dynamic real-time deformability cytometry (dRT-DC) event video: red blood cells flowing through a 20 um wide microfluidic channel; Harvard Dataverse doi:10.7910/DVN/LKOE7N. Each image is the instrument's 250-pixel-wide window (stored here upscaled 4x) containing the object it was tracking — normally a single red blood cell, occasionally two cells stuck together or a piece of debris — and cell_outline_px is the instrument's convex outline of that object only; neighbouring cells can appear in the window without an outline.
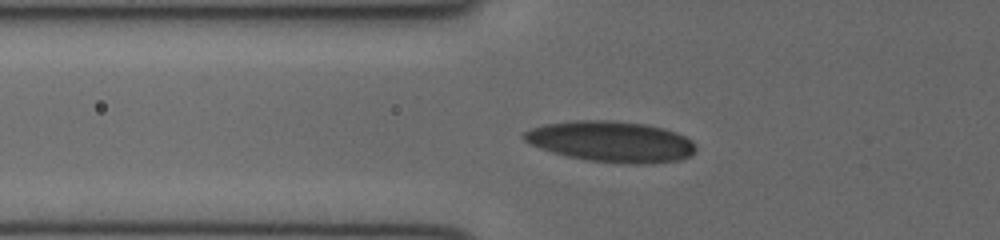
{"species": "human", "species_latin": "Homo sapiens", "temperature_condition": "cold", "stored_images_in_passage": 14, "camera_frame_rate_fps": 3000, "um_per_image_px": 0.085, "donor": {"sex": "female"}, "frame": {"image": 1, "passage_image": 7, "time_ms": 2.0, "image_size_px": [1000, 240], "cell_outline_px": [[696, 148], [688, 156], [680, 160], [652, 164], [628, 164], [588, 160], [568, 156], [552, 152], [528, 144], [520, 136], [524, 132], [532, 128], [544, 124], [576, 120], [604, 120], [644, 124], [664, 128], [676, 132], [692, 140]], "centroid_in_image_um": [51.92, 12.04], "position_along_channel_um": 73.9, "area_um2": 40.92}}
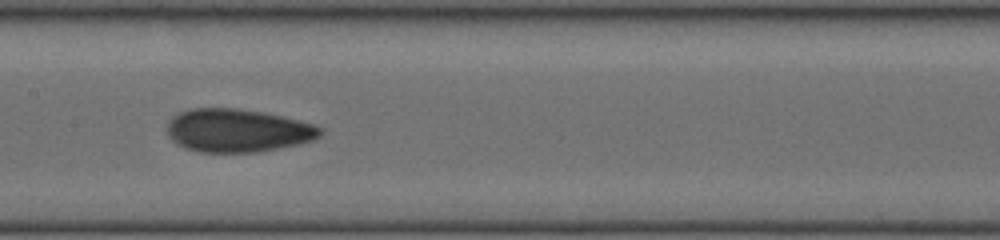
{"frame": {"image": 2, "passage_image": 11, "time_ms": 3.333, "image_size_px": [1000, 240], "cell_outline_px": [[324, 132], [320, 136], [312, 140], [300, 144], [256, 152], [200, 152], [184, 148], [176, 144], [168, 136], [168, 124], [172, 116], [180, 112], [192, 108], [236, 108], [260, 112], [280, 116], [316, 124], [324, 128]], "centroid_in_image_um": [20.21, 11.1], "position_along_channel_um": 187.2, "area_um2": 38.61}}
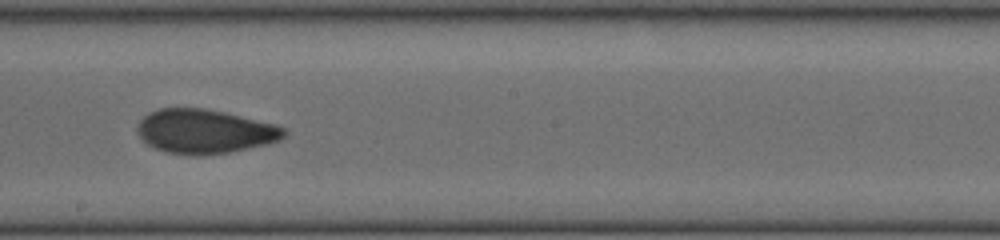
{"frame": {"image": 3, "passage_image": 13, "time_ms": 4.0, "image_size_px": [1000, 240], "cell_outline_px": [[288, 132], [280, 140], [268, 144], [228, 152], [200, 156], [196, 156], [168, 152], [156, 148], [148, 144], [136, 132], [136, 128], [140, 120], [148, 112], [160, 108], [204, 108], [224, 112], [276, 124], [284, 128]], "centroid_in_image_um": [17.41, 11.16], "position_along_channel_um": 230.8, "area_um2": 37.74}}